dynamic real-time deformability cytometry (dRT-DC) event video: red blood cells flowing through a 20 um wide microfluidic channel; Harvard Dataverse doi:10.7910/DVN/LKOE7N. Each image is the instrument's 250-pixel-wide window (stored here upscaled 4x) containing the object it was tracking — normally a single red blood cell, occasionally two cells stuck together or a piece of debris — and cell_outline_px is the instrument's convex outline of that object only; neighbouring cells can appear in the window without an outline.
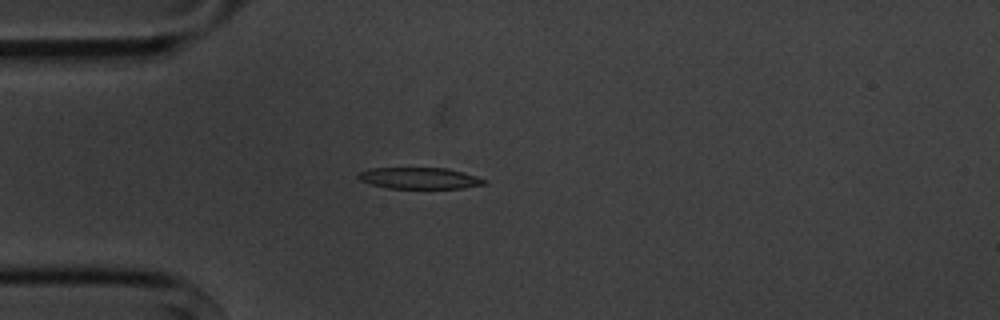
{"species": "common noctule bat (a hibernating species)", "species_latin": "Nyctalus noctula", "temperature_condition": "cold", "stored_images_in_passage": 5, "camera_frame_rate_fps": 3000, "um_per_image_px": 0.085, "animal": {"sex": "male", "body_mass_g": 20.1, "forearm_length_mm": 53.5}, "frame": {"image": 1, "passage_image": 5, "time_ms": 4.333, "image_size_px": [1000, 320], "cell_outline_px": [[488, 180], [484, 184], [464, 188], [388, 188], [372, 184], [360, 180], [356, 176], [360, 172], [372, 168], [448, 168], [464, 172]], "centroid_in_image_um": [35.69, 15.14], "position_along_channel_um": 49.3, "area_um2": 15.61}}